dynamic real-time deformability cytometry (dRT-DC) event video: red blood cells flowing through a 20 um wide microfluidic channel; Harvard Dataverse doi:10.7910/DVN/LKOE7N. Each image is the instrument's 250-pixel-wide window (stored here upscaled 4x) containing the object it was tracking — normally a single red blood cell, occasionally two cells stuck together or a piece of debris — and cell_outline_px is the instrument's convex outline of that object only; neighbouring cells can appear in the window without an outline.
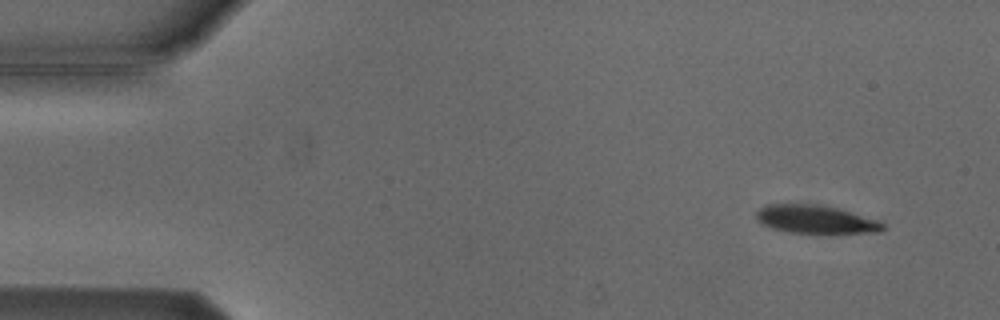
{"species": "Egyptian fruit bat (a non-hibernating species)", "species_latin": "Rousettus aegyptiacus", "temperature_condition": "cold", "stored_images_in_passage": 5, "camera_frame_rate_fps": 3000, "um_per_image_px": 0.085, "animal": {"sex": "male"}, "frame": {"image": 1, "passage_image": 2, "time_ms": 1.333, "image_size_px": [1000, 320], "cell_outline_px": [[884, 228], [880, 232], [792, 232], [772, 228], [756, 220], [756, 212], [764, 204], [820, 204], [840, 208], [880, 220], [884, 224]], "centroid_in_image_um": [69.34, 18.61], "position_along_channel_um": 15.7, "area_um2": 20.69}}
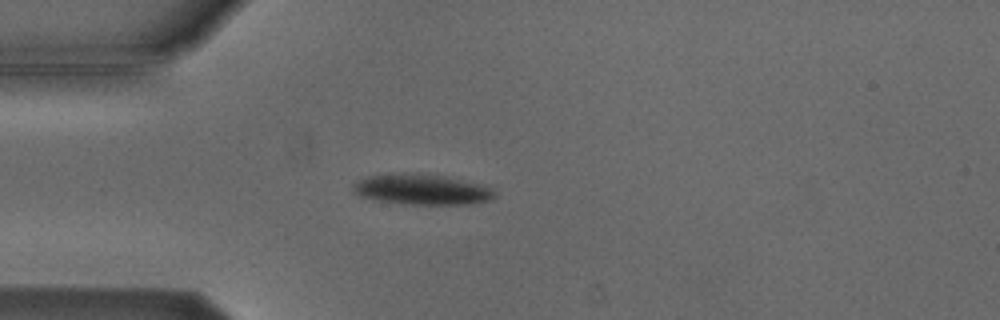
{"frame": {"image": 2, "passage_image": 5, "time_ms": 4.667, "image_size_px": [1000, 320], "cell_outline_px": [[496, 196], [492, 200], [472, 204], [400, 204], [376, 200], [360, 196], [352, 192], [352, 184], [368, 176], [444, 176], [484, 184], [492, 188], [496, 192]], "centroid_in_image_um": [35.95, 16.16], "position_along_channel_um": 49.0, "area_um2": 24.45}}